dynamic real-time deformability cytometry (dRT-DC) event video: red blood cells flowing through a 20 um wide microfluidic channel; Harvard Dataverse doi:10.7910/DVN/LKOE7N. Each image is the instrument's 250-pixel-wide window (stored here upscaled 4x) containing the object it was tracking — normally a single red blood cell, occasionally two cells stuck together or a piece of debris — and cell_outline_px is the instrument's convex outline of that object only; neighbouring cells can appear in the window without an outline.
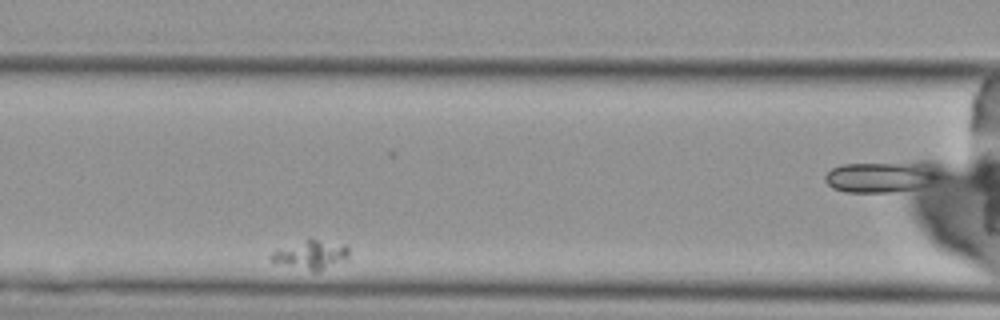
{"species": "Egyptian fruit bat (a non-hibernating species)", "species_latin": "Rousettus aegyptiacus", "temperature_condition": "cold", "stored_images_in_passage": 12, "camera_frame_rate_fps": 3000, "um_per_image_px": 0.085, "animal": {"sex": "female"}, "frame": {"image": 1, "passage_image": 6, "time_ms": 7.0, "image_size_px": [1000, 320], "cell_outline_px": [[348, 256], [316, 272], [312, 272], [272, 264], [268, 260], [268, 256], [272, 252], [308, 236], [312, 236], [344, 244], [348, 248]], "centroid_in_image_um": [26.29, 21.62], "position_along_channel_um": 140.3, "area_um2": 13.7}}